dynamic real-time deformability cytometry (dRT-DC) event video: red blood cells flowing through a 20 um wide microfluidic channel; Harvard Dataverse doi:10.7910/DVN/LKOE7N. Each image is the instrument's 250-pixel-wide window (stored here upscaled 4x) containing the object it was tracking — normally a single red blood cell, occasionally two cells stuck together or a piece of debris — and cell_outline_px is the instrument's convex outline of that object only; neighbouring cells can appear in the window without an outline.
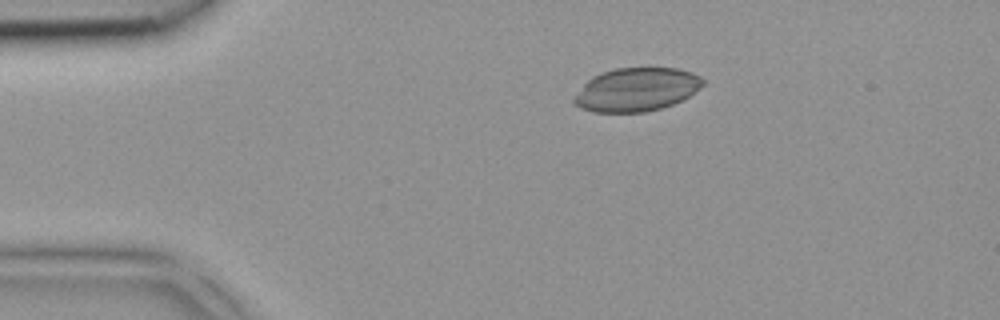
{"species": "common noctule bat (a hibernating species)", "species_latin": "Nyctalus noctula", "temperature_condition": "room temperature", "stored_images_in_passage": 3, "camera_frame_rate_fps": 3000, "um_per_image_px": 0.085, "animal": {"sex": "female", "body_mass_g": 18.4}, "frame": {"image": 1, "passage_image": 1, "time_ms": 0.0, "image_size_px": [1000, 320], "cell_outline_px": [[704, 84], [696, 92], [672, 104], [660, 108], [644, 112], [592, 112], [580, 108], [572, 100], [584, 84], [592, 76], [600, 72], [616, 68], [676, 68], [692, 72], [700, 76], [704, 80]], "centroid_in_image_um": [54.1, 7.61], "position_along_channel_um": 30.9, "area_um2": 32.54}}